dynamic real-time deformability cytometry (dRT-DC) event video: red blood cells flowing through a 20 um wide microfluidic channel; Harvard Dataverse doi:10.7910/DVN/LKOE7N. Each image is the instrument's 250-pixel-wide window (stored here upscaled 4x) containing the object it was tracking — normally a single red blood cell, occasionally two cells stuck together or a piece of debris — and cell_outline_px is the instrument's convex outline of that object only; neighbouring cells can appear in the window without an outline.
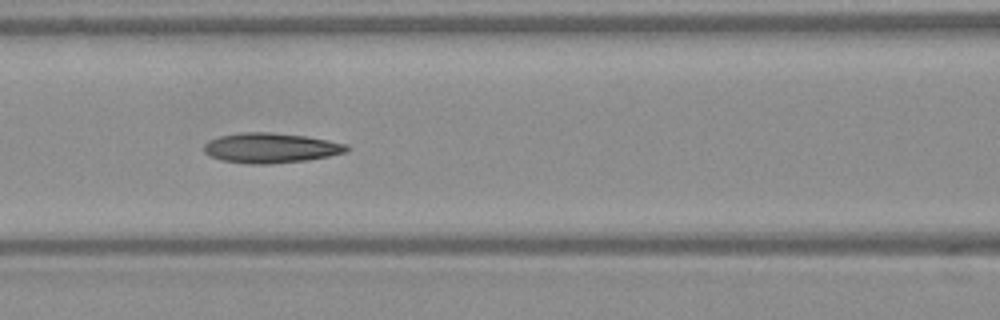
{"species": "Egyptian fruit bat (a non-hibernating species)", "species_latin": "Rousettus aegyptiacus", "temperature_condition": "warm", "stored_images_in_passage": 28, "camera_frame_rate_fps": 3000, "um_per_image_px": 0.085, "frame": {"image": 1, "passage_image": 4, "time_ms": 1.0, "image_size_px": [1000, 320], "cell_outline_px": [[348, 152], [308, 160], [268, 164], [248, 164], [224, 160], [212, 156], [204, 152], [204, 144], [208, 140], [220, 136], [240, 132], [272, 132], [304, 136], [328, 140], [348, 144]], "centroid_in_image_um": [23.02, 12.57], "position_along_channel_um": 143.6, "area_um2": 24.91}}
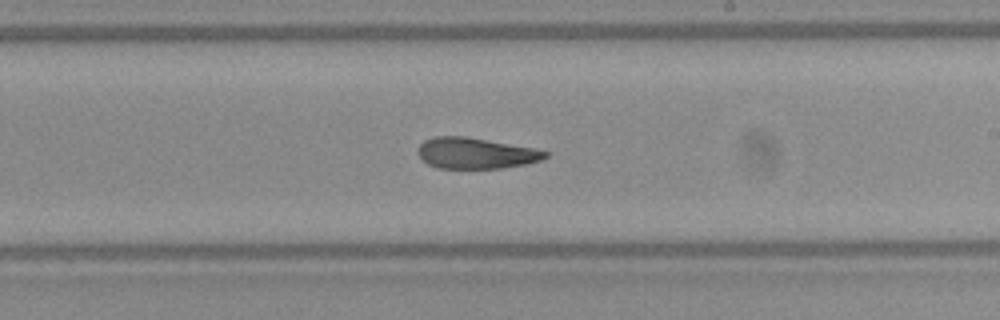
{"frame": {"image": 2, "passage_image": 12, "time_ms": 3.667, "image_size_px": [1000, 320], "cell_outline_px": [[548, 156], [540, 160], [524, 164], [500, 168], [436, 168], [428, 164], [416, 152], [416, 148], [424, 140], [432, 136], [464, 136], [532, 148], [548, 152]], "centroid_in_image_um": [40.36, 13.02], "position_along_channel_um": 248.6, "area_um2": 22.77}}
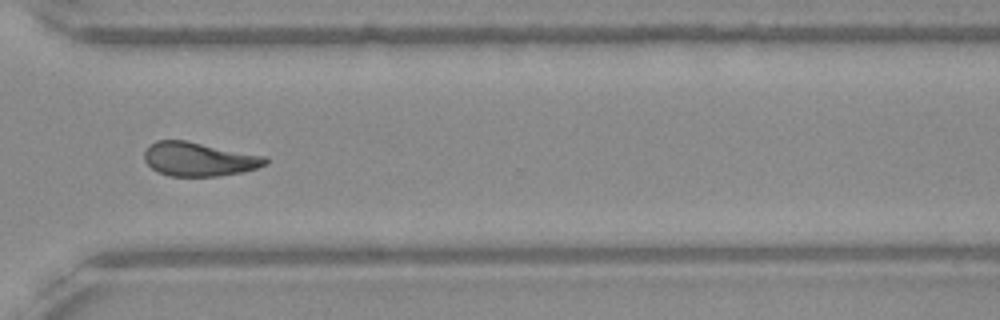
{"frame": {"image": 3, "passage_image": 20, "time_ms": 6.333, "image_size_px": [1000, 320], "cell_outline_px": [[268, 164], [256, 168], [240, 172], [216, 176], [168, 176], [152, 168], [144, 160], [144, 152], [156, 140], [184, 140], [268, 156]], "centroid_in_image_um": [16.94, 13.52], "position_along_channel_um": 353.7, "area_um2": 23.81}, "authors_computed_cell_mechanics": {"area_um2": 23.8425, "velocity_mm_per_s": 3.9379, "shape_relaxation_time_tau1_ms": 7.2338, "shape_relaxation_time_tau2_ms": 2.3246, "deformation_change_tau1": 0.1805, "deformation_change_tau2": 0.0876}}